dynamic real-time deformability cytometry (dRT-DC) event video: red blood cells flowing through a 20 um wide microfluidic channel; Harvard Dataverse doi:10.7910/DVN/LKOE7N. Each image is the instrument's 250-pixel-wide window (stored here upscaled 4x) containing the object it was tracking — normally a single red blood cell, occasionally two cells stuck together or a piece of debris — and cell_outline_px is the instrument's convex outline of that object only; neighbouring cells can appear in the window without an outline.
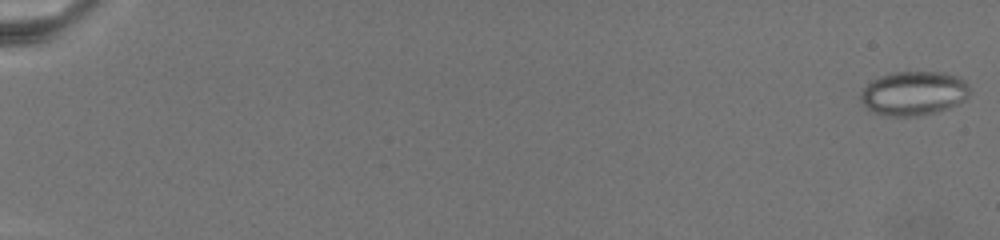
{"species": "common noctule bat (a hibernating species)", "species_latin": "Nyctalus noctula", "temperature_condition": "warm", "stored_images_in_passage": 92, "camera_frame_rate_fps": 3000, "um_per_image_px": 0.085, "animal": {"sex": "female", "body_mass_g": 19.5, "forearm_length_mm": 54.1}, "frame": {"image": 1, "passage_image": 1, "time_ms": 0.0, "image_size_px": [1000, 240], "cell_outline_px": [[968, 96], [964, 100], [948, 108], [936, 112], [916, 116], [888, 116], [872, 112], [860, 100], [860, 92], [872, 80], [880, 76], [892, 72], [944, 72], [960, 76], [964, 80], [968, 88]], "centroid_in_image_um": [77.65, 7.92], "position_along_channel_um": 7.3, "area_um2": 28.03}}
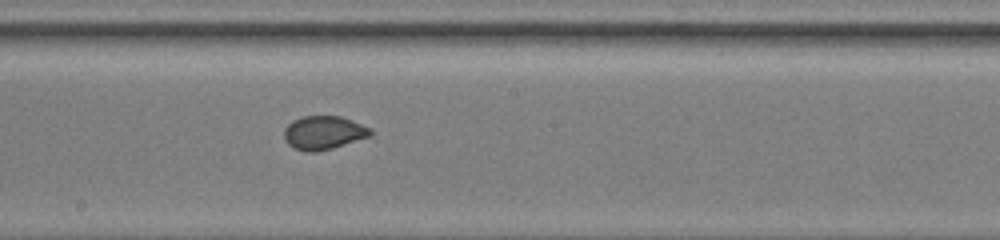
{"frame": {"image": 2, "passage_image": 53, "time_ms": 14.667, "image_size_px": [1000, 240], "cell_outline_px": [[372, 136], [332, 148], [316, 152], [304, 152], [292, 148], [284, 140], [284, 128], [292, 120], [304, 116], [340, 116], [372, 128]], "centroid_in_image_um": [27.49, 11.29], "position_along_channel_um": 220.7, "area_um2": 17.11}}
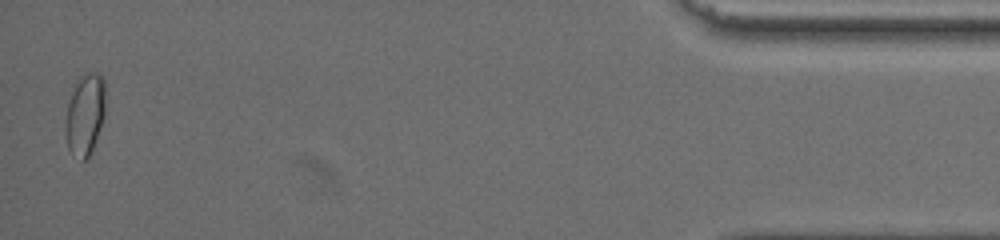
{"frame": {"image": 3, "passage_image": 90, "time_ms": 24.333, "image_size_px": [1000, 240], "cell_outline_px": [[104, 116], [92, 152], [88, 160], [84, 160], [72, 156], [68, 148], [64, 132], [64, 120], [68, 104], [72, 92], [80, 76], [84, 72], [96, 72], [104, 80]], "centroid_in_image_um": [7.2, 9.78], "position_along_channel_um": 428.0, "area_um2": 19.19}}